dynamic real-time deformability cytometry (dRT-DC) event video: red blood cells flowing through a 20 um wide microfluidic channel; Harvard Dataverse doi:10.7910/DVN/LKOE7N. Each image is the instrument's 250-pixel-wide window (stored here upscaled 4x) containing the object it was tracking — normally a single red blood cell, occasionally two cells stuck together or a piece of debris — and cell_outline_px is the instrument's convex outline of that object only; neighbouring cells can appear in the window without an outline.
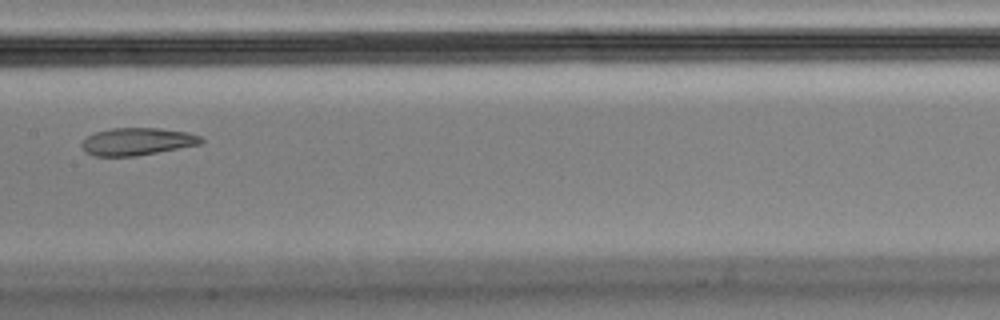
{"species": "Egyptian fruit bat (a non-hibernating species)", "species_latin": "Rousettus aegyptiacus", "temperature_condition": "cold", "stored_images_in_passage": 13, "camera_frame_rate_fps": 3000, "um_per_image_px": 0.085, "animal": {"sex": "male"}, "frame": {"image": 1, "passage_image": 6, "time_ms": 1.667, "image_size_px": [1000, 320], "cell_outline_px": [[204, 140], [200, 144], [136, 156], [96, 156], [84, 152], [80, 144], [88, 136], [96, 132], [112, 128], [160, 128], [188, 132], [200, 136]], "centroid_in_image_um": [11.65, 12.03], "position_along_channel_um": 195.8, "area_um2": 19.02}}